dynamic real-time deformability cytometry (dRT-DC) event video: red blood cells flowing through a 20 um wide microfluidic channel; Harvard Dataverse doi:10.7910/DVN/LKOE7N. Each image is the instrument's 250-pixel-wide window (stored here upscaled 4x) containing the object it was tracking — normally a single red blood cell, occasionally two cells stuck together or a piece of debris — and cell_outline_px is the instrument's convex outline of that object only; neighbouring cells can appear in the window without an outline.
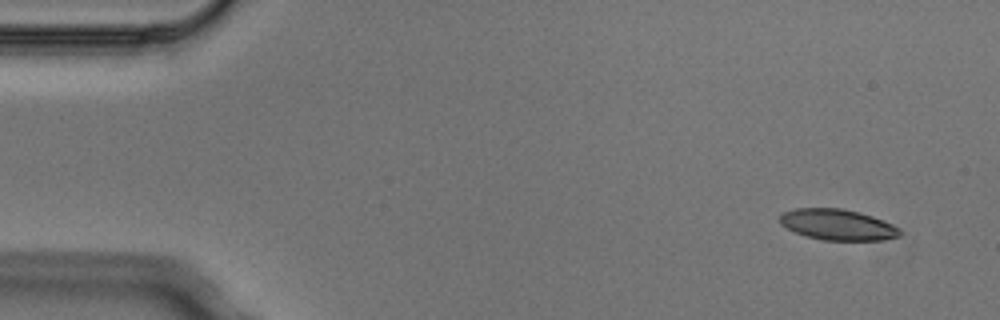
{"species": "Egyptian fruit bat (a non-hibernating species)", "species_latin": "Rousettus aegyptiacus", "temperature_condition": "cold", "stored_images_in_passage": 5, "camera_frame_rate_fps": 3000, "um_per_image_px": 0.085, "animal": {"sex": "male"}, "frame": {"image": 1, "passage_image": 2, "time_ms": 0.333, "image_size_px": [1000, 320], "cell_outline_px": [[900, 236], [884, 240], [824, 240], [804, 236], [780, 224], [780, 216], [784, 212], [796, 208], [844, 208], [860, 212], [872, 216], [892, 224], [900, 228]], "centroid_in_image_um": [71.21, 19.09], "position_along_channel_um": 13.8, "area_um2": 21.62}}